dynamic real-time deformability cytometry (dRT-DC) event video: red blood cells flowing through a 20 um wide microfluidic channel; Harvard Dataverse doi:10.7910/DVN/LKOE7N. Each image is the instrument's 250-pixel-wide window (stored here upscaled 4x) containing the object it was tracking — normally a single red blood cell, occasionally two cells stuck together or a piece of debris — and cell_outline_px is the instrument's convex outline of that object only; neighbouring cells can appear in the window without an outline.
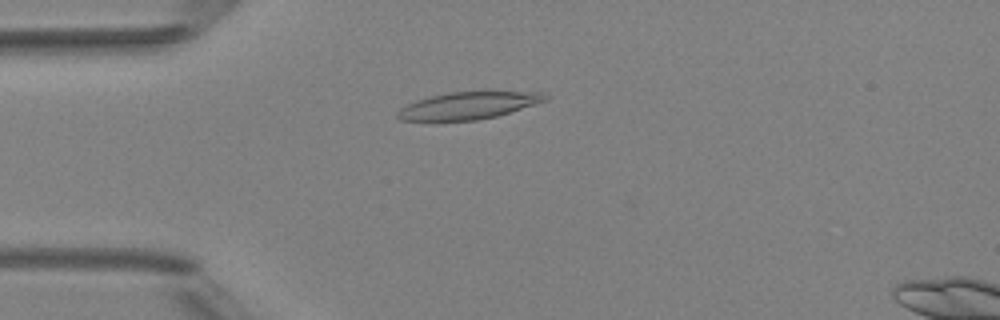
{"species": "Egyptian fruit bat (a non-hibernating species)", "species_latin": "Rousettus aegyptiacus", "temperature_condition": "room temperature", "stored_images_in_passage": 40, "camera_frame_rate_fps": 3000, "um_per_image_px": 0.085, "animal": {"sex": "female"}, "frame": {"image": 1, "passage_image": 4, "time_ms": 1.0, "image_size_px": [1000, 320], "cell_outline_px": [[548, 100], [536, 104], [496, 116], [476, 120], [400, 120], [396, 116], [396, 112], [400, 108], [416, 100], [432, 96], [452, 92], [544, 92], [548, 96]], "centroid_in_image_um": [39.82, 8.97], "position_along_channel_um": 45.2, "area_um2": 23.0}}
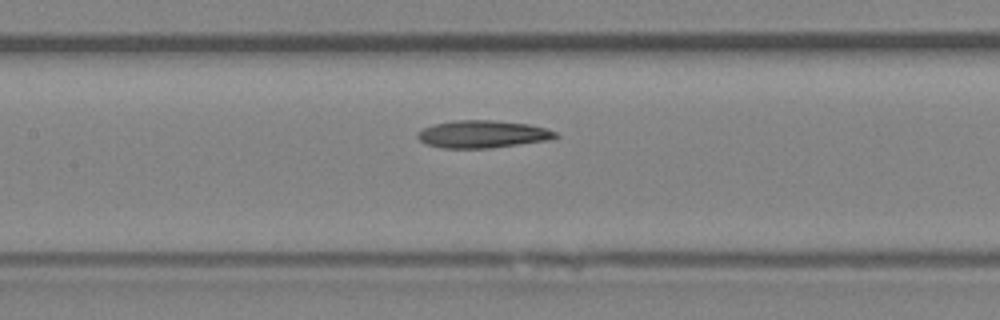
{"frame": {"image": 2, "passage_image": 14, "time_ms": 4.333, "image_size_px": [1000, 320], "cell_outline_px": [[560, 136], [548, 140], [492, 148], [444, 148], [428, 144], [420, 140], [416, 136], [424, 128], [432, 124], [456, 120], [492, 120], [528, 124], [544, 128], [556, 132]], "centroid_in_image_um": [41.03, 11.4], "position_along_channel_um": 166.4, "area_um2": 21.91}}
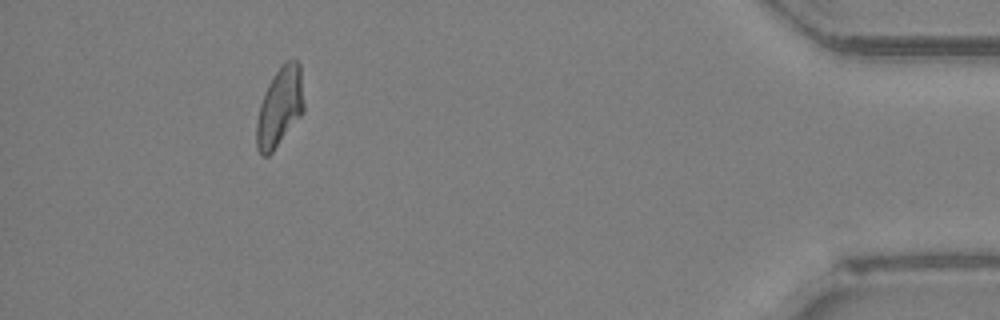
{"frame": {"image": 3, "passage_image": 36, "time_ms": 11.667, "image_size_px": [1000, 320], "cell_outline_px": [[304, 112], [272, 152], [268, 156], [260, 156], [256, 148], [256, 124], [260, 104], [264, 92], [272, 76], [288, 60], [296, 60], [300, 64], [304, 104]], "centroid_in_image_um": [23.77, 9.13], "position_along_channel_um": 411.4, "area_um2": 21.85}, "authors_computed_cell_mechanics": {"area_um2": 21.9062, "velocity_mm_per_s": 4.1741, "shape_relaxation_time_tau1_ms": 8.3917, "shape_relaxation_time_tau2_ms": null, "deformation_change_tau1": 0.2156, "deformation_change_tau2": null}}